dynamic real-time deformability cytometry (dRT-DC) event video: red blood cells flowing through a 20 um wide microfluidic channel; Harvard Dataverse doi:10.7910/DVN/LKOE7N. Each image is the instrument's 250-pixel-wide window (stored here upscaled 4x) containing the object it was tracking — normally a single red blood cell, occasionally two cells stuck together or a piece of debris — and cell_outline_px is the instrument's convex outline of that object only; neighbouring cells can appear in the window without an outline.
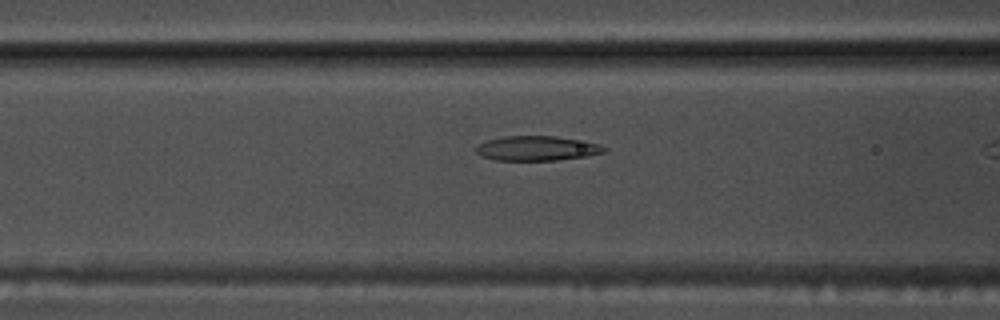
{"species": "common noctule bat (a hibernating species)", "species_latin": "Nyctalus noctula", "temperature_condition": "warm", "stored_images_in_passage": 10, "camera_frame_rate_fps": 3000, "um_per_image_px": 0.085, "animal": {"sex": "male", "body_mass_g": 17.5, "forearm_length_mm": 52.3}, "frame": {"image": 1, "passage_image": 9, "time_ms": 2.667, "image_size_px": [1000, 320], "cell_outline_px": [[608, 148], [604, 152], [588, 156], [556, 160], [496, 160], [484, 156], [476, 152], [476, 148], [480, 144], [488, 140], [504, 136], [556, 136], [600, 144]], "centroid_in_image_um": [45.68, 12.61], "position_along_channel_um": 120.9, "area_um2": 18.21}}